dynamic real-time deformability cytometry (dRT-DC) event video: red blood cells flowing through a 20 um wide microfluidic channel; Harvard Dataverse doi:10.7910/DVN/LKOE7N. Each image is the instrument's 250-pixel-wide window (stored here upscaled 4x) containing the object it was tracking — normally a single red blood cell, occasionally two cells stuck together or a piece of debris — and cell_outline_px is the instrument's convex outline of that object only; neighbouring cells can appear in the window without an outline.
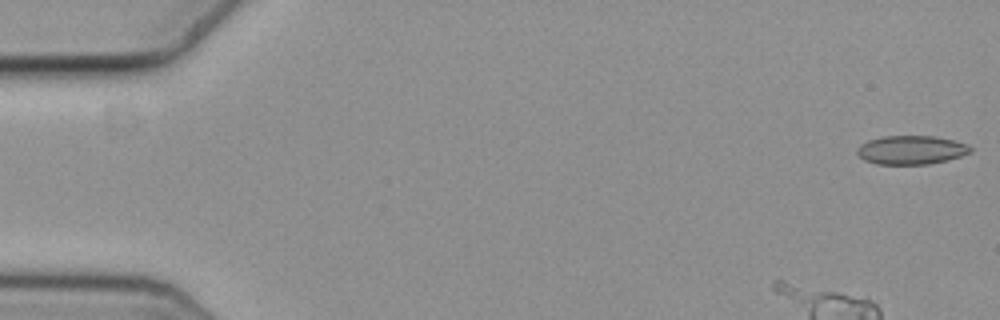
{"species": "common noctule bat (a hibernating species)", "species_latin": "Nyctalus noctula", "temperature_condition": "cold", "stored_images_in_passage": 24, "camera_frame_rate_fps": 3000, "um_per_image_px": 0.085, "animal": {"sex": "female", "body_mass_g": 19.3, "forearm_length_mm": 54.1}, "frame": {"image": 1, "passage_image": 1, "time_ms": 0.0, "image_size_px": [1000, 320], "cell_outline_px": [[972, 152], [948, 160], [928, 164], [876, 164], [864, 160], [856, 152], [856, 148], [860, 144], [868, 140], [880, 136], [936, 136], [968, 144], [972, 148]], "centroid_in_image_um": [77.44, 12.74], "position_along_channel_um": 7.6, "area_um2": 19.13}}